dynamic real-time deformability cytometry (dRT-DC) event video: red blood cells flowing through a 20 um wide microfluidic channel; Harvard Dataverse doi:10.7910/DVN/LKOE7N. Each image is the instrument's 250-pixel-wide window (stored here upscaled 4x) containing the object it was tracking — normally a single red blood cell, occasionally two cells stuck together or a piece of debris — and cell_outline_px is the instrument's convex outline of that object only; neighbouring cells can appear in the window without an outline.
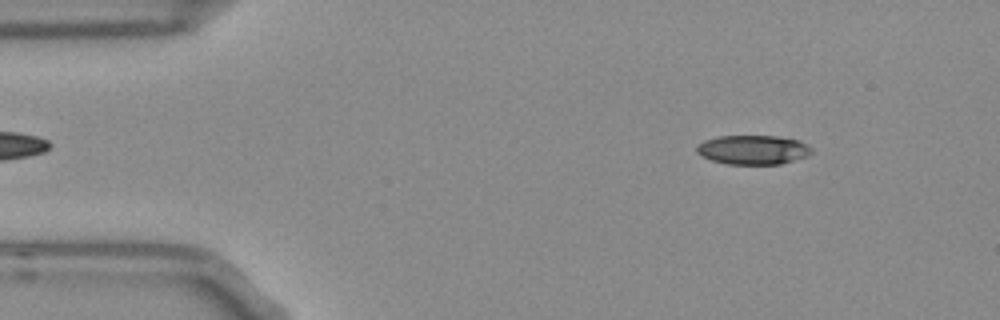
{"species": "Egyptian fruit bat (a non-hibernating species)", "species_latin": "Rousettus aegyptiacus", "temperature_condition": "room temperature", "stored_images_in_passage": 53, "camera_frame_rate_fps": 3000, "um_per_image_px": 0.085, "frame": {"image": 1, "passage_image": 6, "time_ms": 1.667, "image_size_px": [1000, 320], "cell_outline_px": [[812, 152], [808, 156], [780, 164], [728, 164], [712, 160], [700, 156], [696, 152], [696, 148], [704, 140], [716, 136], [776, 136], [800, 140], [812, 148]], "centroid_in_image_um": [64.01, 12.73], "position_along_channel_um": 21.0, "area_um2": 19.65}}
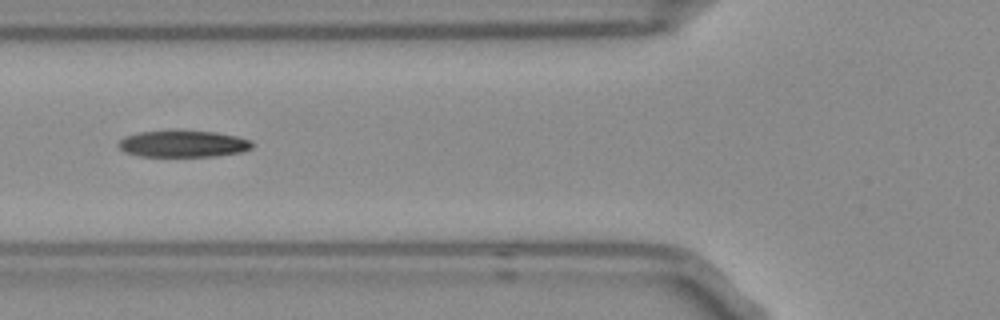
{"frame": {"image": 2, "passage_image": 19, "time_ms": 6.0, "image_size_px": [1000, 320], "cell_outline_px": [[252, 148], [240, 152], [216, 156], [140, 156], [124, 152], [116, 144], [120, 140], [128, 136], [140, 132], [216, 132], [236, 136], [252, 140]], "centroid_in_image_um": [15.59, 12.25], "position_along_channel_um": 110.2, "area_um2": 20.23}}
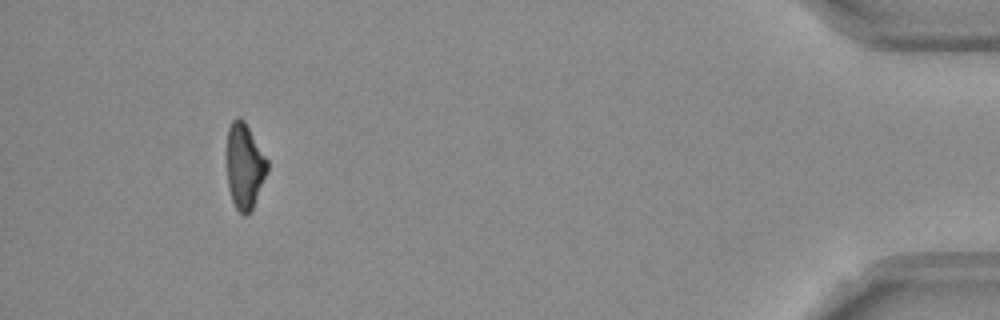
{"frame": {"image": 3, "passage_image": 49, "time_ms": 16.0, "image_size_px": [1000, 320], "cell_outline_px": [[268, 172], [252, 208], [248, 216], [244, 216], [236, 208], [232, 200], [228, 184], [228, 128], [232, 120], [236, 116], [240, 116], [244, 120], [268, 160]], "centroid_in_image_um": [20.81, 14.11], "position_along_channel_um": 414.4, "area_um2": 20.0}, "authors_computed_cell_mechanics": {"area_um2": 20.9236, "velocity_mm_per_s": 3.7569, "shape_relaxation_time_tau1_ms": 8.003, "shape_relaxation_time_tau2_ms": 9.1861, "deformation_change_tau1": 0.192, "deformation_change_tau2": 0.1916}}